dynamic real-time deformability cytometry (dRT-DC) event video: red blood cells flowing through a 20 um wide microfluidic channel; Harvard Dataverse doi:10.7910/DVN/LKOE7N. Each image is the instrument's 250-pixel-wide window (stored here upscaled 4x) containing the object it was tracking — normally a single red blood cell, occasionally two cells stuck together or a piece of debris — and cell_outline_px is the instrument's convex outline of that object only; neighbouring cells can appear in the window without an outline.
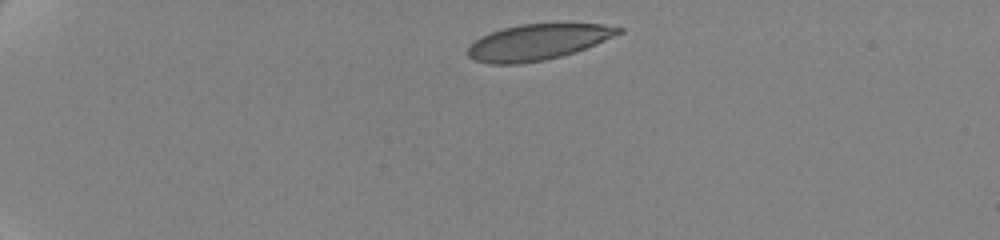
{"species": "human", "species_latin": "Homo sapiens", "temperature_condition": "cold", "stored_images_in_passage": 12, "camera_frame_rate_fps": 3000, "um_per_image_px": 0.085, "donor": {"sex": "female"}, "frame": {"image": 1, "passage_image": 1, "time_ms": 0.0, "image_size_px": [1000, 240], "cell_outline_px": [[624, 32], [596, 44], [560, 56], [544, 60], [516, 64], [488, 64], [476, 60], [468, 56], [468, 48], [480, 36], [504, 28], [520, 24], [600, 24], [624, 28]], "centroid_in_image_um": [45.71, 3.57], "position_along_channel_um": 39.3, "area_um2": 31.04}}
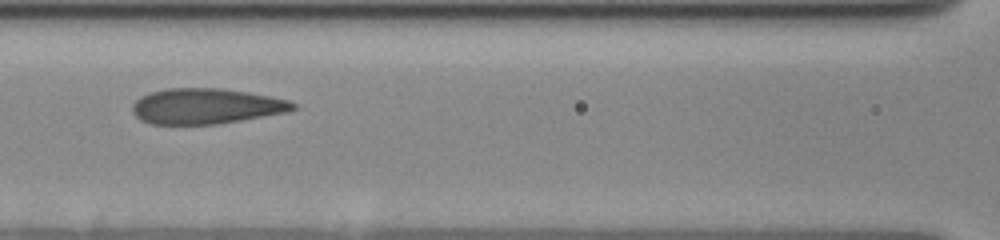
{"frame": {"image": 2, "passage_image": 9, "time_ms": 5.333, "image_size_px": [1000, 240], "cell_outline_px": [[296, 108], [288, 112], [216, 124], [148, 124], [140, 120], [132, 112], [132, 104], [140, 96], [148, 92], [164, 88], [220, 88], [248, 92], [288, 100], [296, 104]], "centroid_in_image_um": [17.46, 9.02], "position_along_channel_um": 149.1, "area_um2": 33.35}}
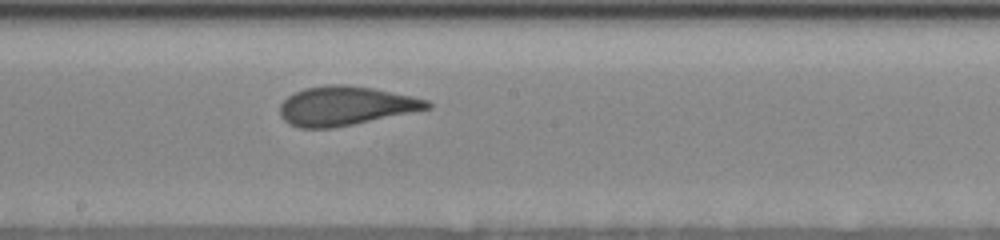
{"frame": {"image": 3, "passage_image": 12, "time_ms": 7.333, "image_size_px": [1000, 240], "cell_outline_px": [[432, 108], [332, 128], [300, 128], [288, 124], [280, 116], [280, 104], [288, 96], [304, 88], [328, 84], [344, 84], [372, 88], [412, 96], [428, 100], [432, 104]], "centroid_in_image_um": [29.34, 8.99], "position_along_channel_um": 218.9, "area_um2": 33.41}}